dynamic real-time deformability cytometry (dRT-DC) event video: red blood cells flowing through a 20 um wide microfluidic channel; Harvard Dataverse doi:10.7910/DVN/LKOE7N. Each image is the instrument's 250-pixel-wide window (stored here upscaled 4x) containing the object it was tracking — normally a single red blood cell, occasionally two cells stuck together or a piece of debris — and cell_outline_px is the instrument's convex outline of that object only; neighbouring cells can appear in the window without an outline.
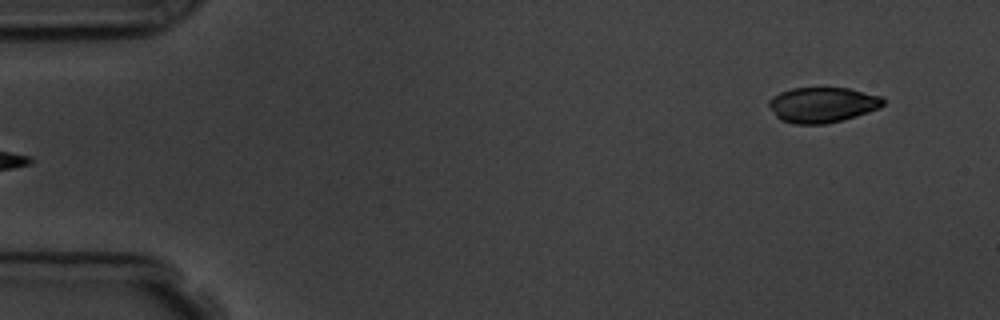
{"species": "common noctule bat (a hibernating species)", "species_latin": "Nyctalus noctula", "temperature_condition": "room temperature", "stored_images_in_passage": 6, "segment_of_instrument_passage": [2, 2], "camera_frame_rate_fps": 3000, "um_per_image_px": 0.085, "animal": {"sex": "male", "body_mass_g": 19.5, "forearm_length_mm": 54.6}, "frame": {"image": 1, "passage_image": 6, "time_ms": 5.667, "image_size_px": [1000, 320], "cell_outline_px": [[884, 104], [880, 108], [856, 116], [824, 124], [792, 124], [780, 120], [776, 116], [768, 104], [768, 100], [772, 96], [780, 92], [792, 88], [848, 88], [884, 96]], "centroid_in_image_um": [69.91, 8.9], "position_along_channel_um": 15.1, "area_um2": 23.64}}